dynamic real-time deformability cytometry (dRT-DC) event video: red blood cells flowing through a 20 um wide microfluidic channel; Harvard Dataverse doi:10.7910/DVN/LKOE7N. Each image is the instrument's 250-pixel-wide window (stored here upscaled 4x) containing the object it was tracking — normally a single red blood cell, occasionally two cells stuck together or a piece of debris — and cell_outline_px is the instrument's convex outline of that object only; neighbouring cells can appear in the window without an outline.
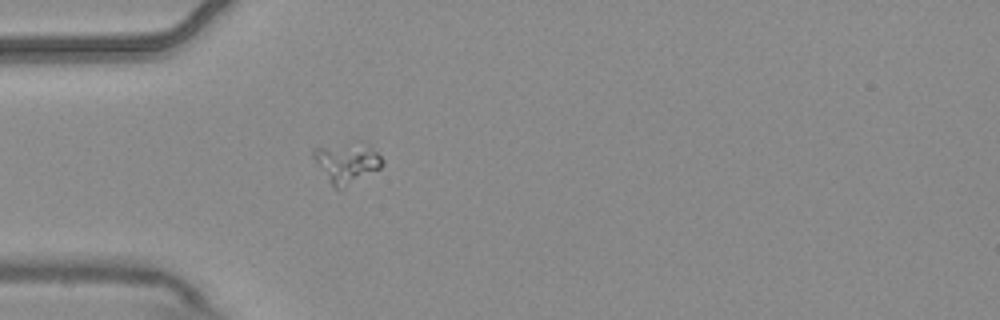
{"species": "common noctule bat (a hibernating species)", "species_latin": "Nyctalus noctula", "temperature_condition": "warm", "stored_images_in_passage": 6, "camera_frame_rate_fps": 3000, "um_per_image_px": 0.085, "animal": {"sex": "male", "body_mass_g": 20.4}, "frame": {"image": 1, "passage_image": 6, "time_ms": 1.667, "image_size_px": [1000, 320], "cell_outline_px": [[384, 164], [380, 168], [344, 188], [336, 188], [332, 184], [312, 156], [312, 148], [360, 140], [368, 144], [384, 160]], "centroid_in_image_um": [29.51, 13.77], "position_along_channel_um": 55.5, "area_um2": 16.18}}